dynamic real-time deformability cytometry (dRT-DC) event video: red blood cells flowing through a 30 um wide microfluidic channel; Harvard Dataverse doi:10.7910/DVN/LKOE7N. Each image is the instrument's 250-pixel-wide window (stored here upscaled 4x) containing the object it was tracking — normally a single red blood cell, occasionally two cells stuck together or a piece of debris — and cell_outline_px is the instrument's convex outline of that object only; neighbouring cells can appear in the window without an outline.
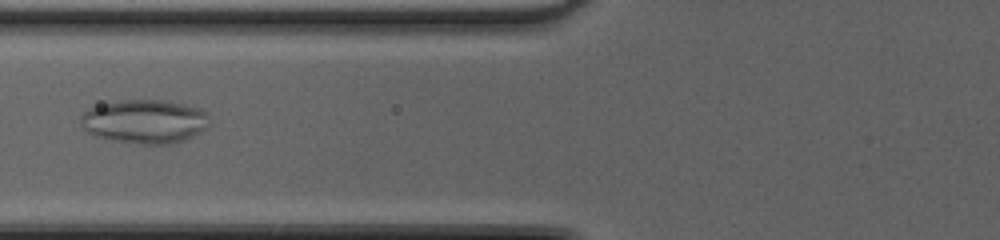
{"species": "common noctule bat (a hibernating species)", "species_latin": "Nyctalus noctula", "temperature_condition": "cold", "stored_images_in_passage": 37, "camera_frame_rate_fps": 3000, "um_per_image_px": 0.085, "animal": {"sex": "female", "body_mass_g": 20.0, "forearm_length_mm": 54.0}, "frame": {"image": 1, "passage_image": 8, "time_ms": 2.333, "image_size_px": [1000, 240], "cell_outline_px": [[208, 124], [200, 132], [184, 140], [172, 144], [140, 144], [112, 140], [92, 136], [84, 128], [80, 120], [80, 116], [84, 112], [100, 104], [124, 100], [164, 100], [196, 108], [208, 112]], "centroid_in_image_um": [12.27, 10.34], "position_along_channel_um": 113.5, "area_um2": 32.66}}
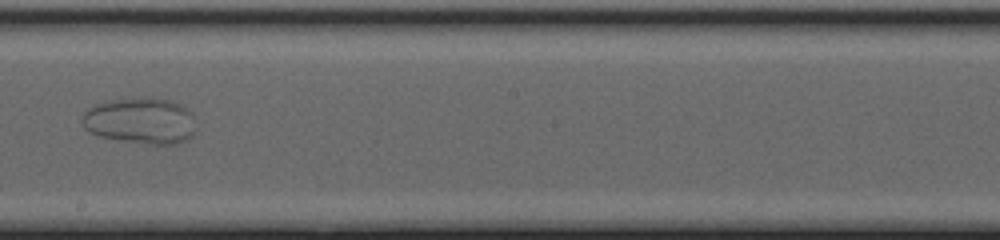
{"frame": {"image": 2, "passage_image": 17, "time_ms": 5.333, "image_size_px": [1000, 240], "cell_outline_px": [[192, 136], [176, 144], [148, 144], [100, 136], [88, 132], [84, 128], [84, 112], [88, 108], [96, 104], [112, 100], [144, 96], [152, 96], [168, 100], [180, 104], [188, 108], [192, 112]], "centroid_in_image_um": [11.94, 10.24], "position_along_channel_um": 236.3, "area_um2": 30.46}}